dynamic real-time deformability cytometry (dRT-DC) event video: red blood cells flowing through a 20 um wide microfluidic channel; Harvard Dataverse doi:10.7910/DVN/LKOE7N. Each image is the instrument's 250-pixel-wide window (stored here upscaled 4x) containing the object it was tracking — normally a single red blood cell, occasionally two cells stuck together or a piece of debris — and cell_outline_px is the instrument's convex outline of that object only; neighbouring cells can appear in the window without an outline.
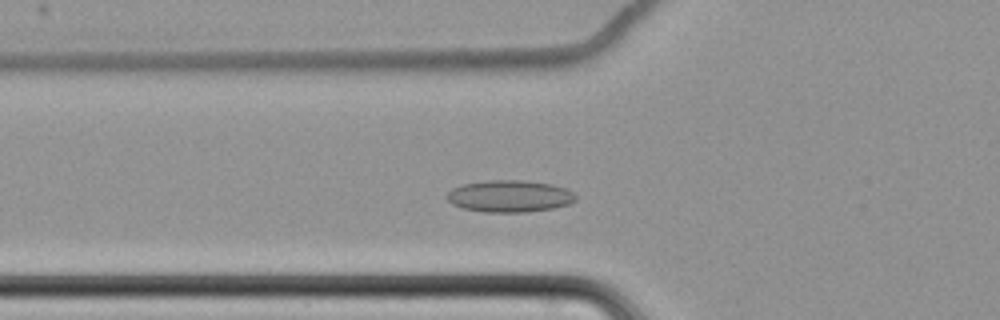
{"species": "common noctule bat (a hibernating species)", "species_latin": "Nyctalus noctula", "temperature_condition": "cold", "stored_images_in_passage": 54, "camera_frame_rate_fps": 3000, "um_per_image_px": 0.085, "animal": {"sex": "female", "body_mass_g": 22.7, "forearm_length_mm": 54.2}, "frame": {"image": 1, "passage_image": 16, "time_ms": 5.0, "image_size_px": [1000, 320], "cell_outline_px": [[576, 200], [568, 204], [552, 208], [528, 212], [484, 212], [464, 208], [452, 204], [444, 196], [452, 188], [464, 184], [488, 180], [520, 180], [552, 184], [564, 188], [572, 192], [576, 196]], "centroid_in_image_um": [43.29, 16.67], "position_along_channel_um": 82.5, "area_um2": 23.87}}
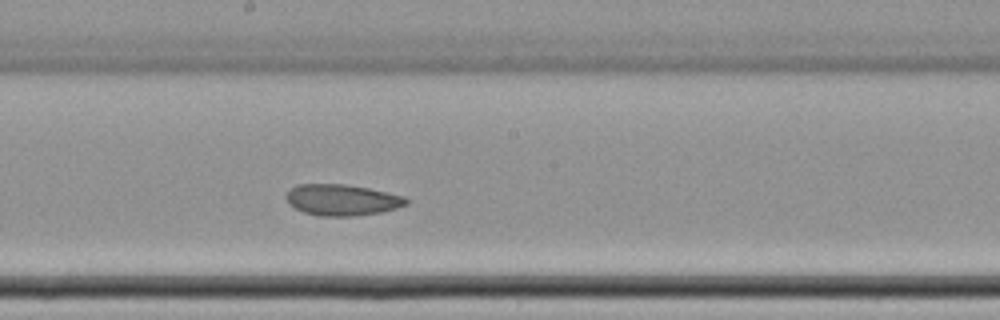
{"frame": {"image": 2, "passage_image": 28, "time_ms": 9.0, "image_size_px": [1000, 320], "cell_outline_px": [[408, 204], [396, 208], [380, 212], [352, 216], [320, 216], [304, 212], [288, 204], [284, 196], [296, 184], [344, 184], [368, 188], [404, 196], [408, 200]], "centroid_in_image_um": [29.04, 16.99], "position_along_channel_um": 219.2, "area_um2": 21.73}}
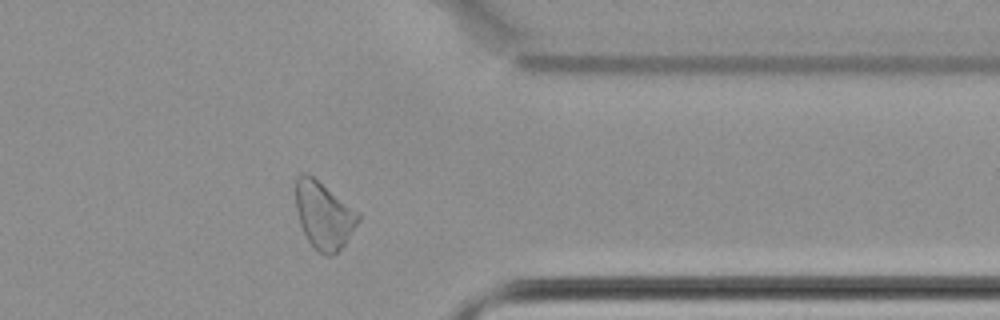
{"frame": {"image": 3, "passage_image": 43, "time_ms": 14.0, "image_size_px": [1000, 320], "cell_outline_px": [[360, 220], [344, 244], [332, 256], [324, 256], [312, 248], [300, 224], [296, 208], [296, 176], [304, 172], [312, 176], [360, 212]], "centroid_in_image_um": [27.52, 18.31], "position_along_channel_um": 383.9, "area_um2": 24.45}, "authors_computed_cell_mechanics": {"area_um2": 23.8714, "velocity_mm_per_s": 3.4381, "shape_relaxation_time_tau1_ms": null, "shape_relaxation_time_tau2_ms": 4.2108, "deformation_change_tau1": null, "deformation_change_tau2": 0.0933}}